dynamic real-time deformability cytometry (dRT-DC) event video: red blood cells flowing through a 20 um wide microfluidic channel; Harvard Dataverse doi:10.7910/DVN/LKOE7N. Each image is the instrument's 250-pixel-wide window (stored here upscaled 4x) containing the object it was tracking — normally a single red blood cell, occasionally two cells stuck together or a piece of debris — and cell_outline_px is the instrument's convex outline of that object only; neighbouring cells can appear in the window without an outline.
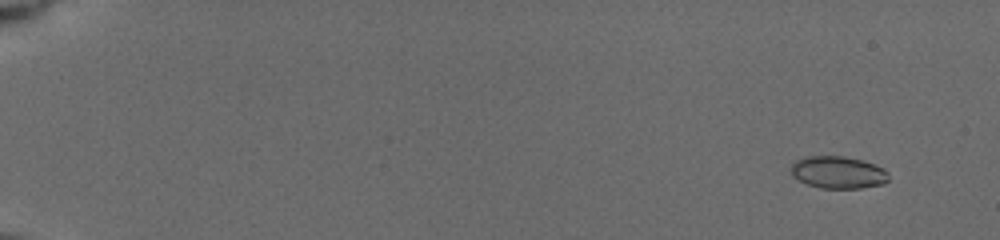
{"species": "common noctule bat (a hibernating species)", "species_latin": "Nyctalus noctula", "temperature_condition": "cold", "stored_images_in_passage": 21, "camera_frame_rate_fps": 3000, "um_per_image_px": 0.085, "animal": {"sex": "female", "body_mass_g": 19.5, "forearm_length_mm": 54.1}, "frame": {"image": 1, "passage_image": 4, "time_ms": 1.333, "image_size_px": [1000, 240], "cell_outline_px": [[888, 180], [884, 184], [860, 188], [820, 188], [808, 184], [792, 176], [792, 164], [796, 160], [804, 156], [844, 156], [860, 160], [884, 168], [888, 172]], "centroid_in_image_um": [71.24, 14.65], "position_along_channel_um": 13.8, "area_um2": 18.26}}